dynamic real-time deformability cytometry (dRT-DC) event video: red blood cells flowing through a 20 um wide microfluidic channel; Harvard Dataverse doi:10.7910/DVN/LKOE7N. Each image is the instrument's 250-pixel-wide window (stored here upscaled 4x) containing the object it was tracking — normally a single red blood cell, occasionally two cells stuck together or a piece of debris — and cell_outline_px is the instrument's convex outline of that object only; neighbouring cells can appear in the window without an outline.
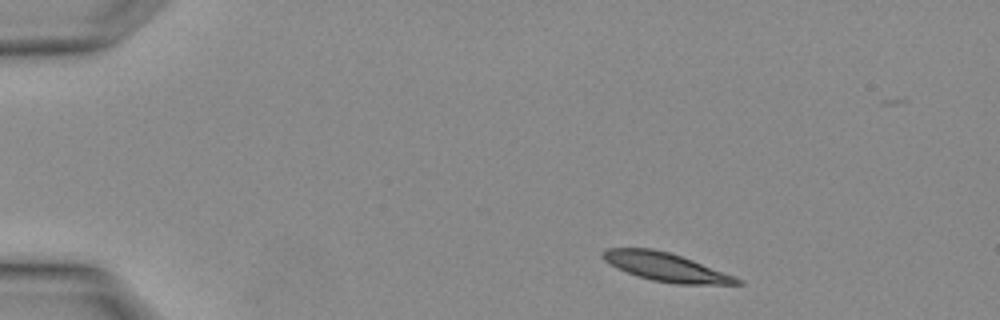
{"species": "Egyptian fruit bat (a non-hibernating species)", "species_latin": "Rousettus aegyptiacus", "temperature_condition": "warm", "stored_images_in_passage": 2, "camera_frame_rate_fps": 3000, "um_per_image_px": 0.085, "animal": {"sex": "female"}, "frame": {"image": 1, "passage_image": 1, "time_ms": 0.0, "image_size_px": [1000, 320], "cell_outline_px": [[744, 284], [676, 284], [652, 280], [636, 276], [616, 268], [604, 260], [600, 256], [600, 252], [608, 248], [652, 248], [668, 252], [692, 260], [732, 276], [740, 280]], "centroid_in_image_um": [56.49, 22.69], "position_along_channel_um": 28.5, "area_um2": 21.96}}